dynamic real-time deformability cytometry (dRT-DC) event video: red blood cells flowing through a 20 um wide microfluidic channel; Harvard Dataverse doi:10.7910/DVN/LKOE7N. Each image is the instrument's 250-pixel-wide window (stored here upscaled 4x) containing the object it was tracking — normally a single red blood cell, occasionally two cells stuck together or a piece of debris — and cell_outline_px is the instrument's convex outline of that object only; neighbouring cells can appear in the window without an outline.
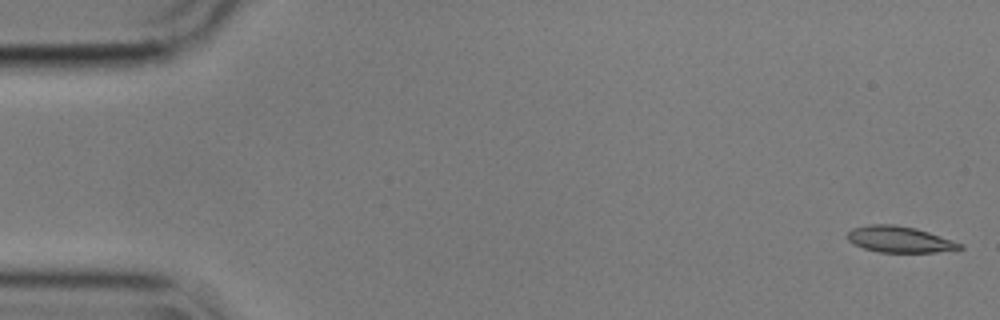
{"species": "common noctule bat (a hibernating species)", "species_latin": "Nyctalus noctula", "temperature_condition": "cold", "stored_images_in_passage": 55, "camera_frame_rate_fps": 3000, "um_per_image_px": 0.085, "animal": {"sex": "male", "body_mass_g": 17.9}, "frame": {"image": 1, "passage_image": 1, "time_ms": 0.0, "image_size_px": [1000, 320], "cell_outline_px": [[964, 248], [936, 252], [880, 252], [864, 248], [848, 240], [848, 232], [852, 228], [872, 224], [892, 224], [916, 228], [964, 244]], "centroid_in_image_um": [76.48, 20.34], "position_along_channel_um": 8.5, "area_um2": 16.94}}
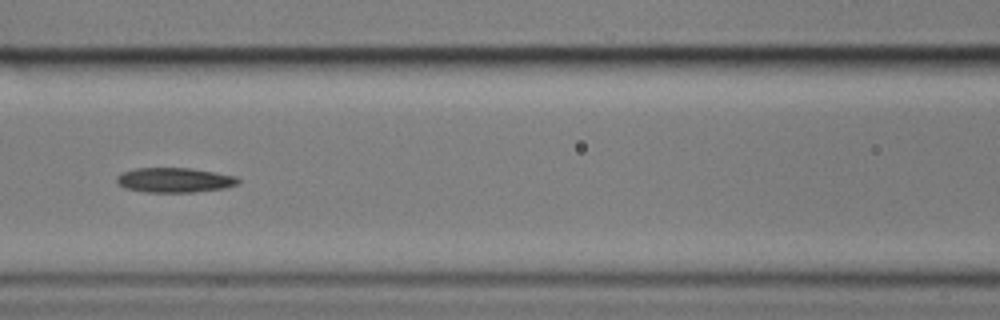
{"frame": {"image": 2, "passage_image": 24, "time_ms": 7.667, "image_size_px": [1000, 320], "cell_outline_px": [[240, 184], [224, 188], [192, 192], [148, 192], [124, 188], [116, 184], [116, 176], [120, 172], [136, 168], [192, 168], [236, 176], [240, 180]], "centroid_in_image_um": [14.8, 15.3], "position_along_channel_um": 151.8, "area_um2": 17.69}}
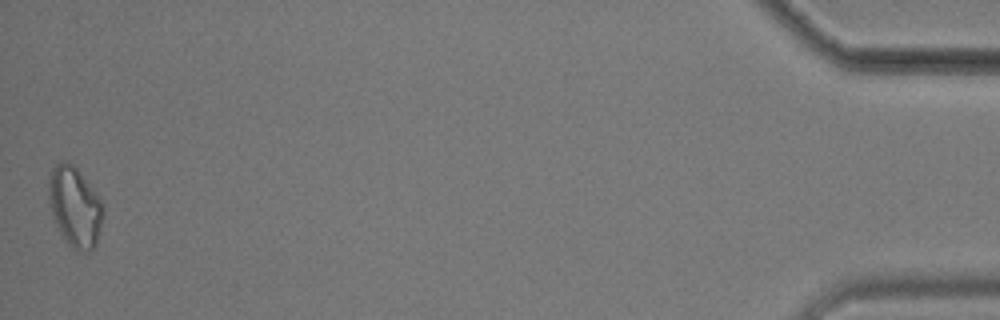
{"frame": {"image": 3, "passage_image": 55, "time_ms": 18.0, "image_size_px": [1000, 320], "cell_outline_px": [[104, 216], [96, 244], [88, 252], [76, 252], [68, 244], [60, 232], [52, 212], [48, 200], [48, 180], [52, 168], [60, 160], [64, 160], [72, 164], [76, 168], [100, 200], [104, 208]], "centroid_in_image_um": [6.35, 17.6], "position_along_channel_um": 428.8, "area_um2": 25.26}, "authors_computed_cell_mechanics": {"area_um2": 17.6868, "velocity_mm_per_s": 3.5763, "shape_relaxation_time_tau1_ms": null, "shape_relaxation_time_tau2_ms": 7.4177, "deformation_change_tau1": null, "deformation_change_tau2": 0.1784}}